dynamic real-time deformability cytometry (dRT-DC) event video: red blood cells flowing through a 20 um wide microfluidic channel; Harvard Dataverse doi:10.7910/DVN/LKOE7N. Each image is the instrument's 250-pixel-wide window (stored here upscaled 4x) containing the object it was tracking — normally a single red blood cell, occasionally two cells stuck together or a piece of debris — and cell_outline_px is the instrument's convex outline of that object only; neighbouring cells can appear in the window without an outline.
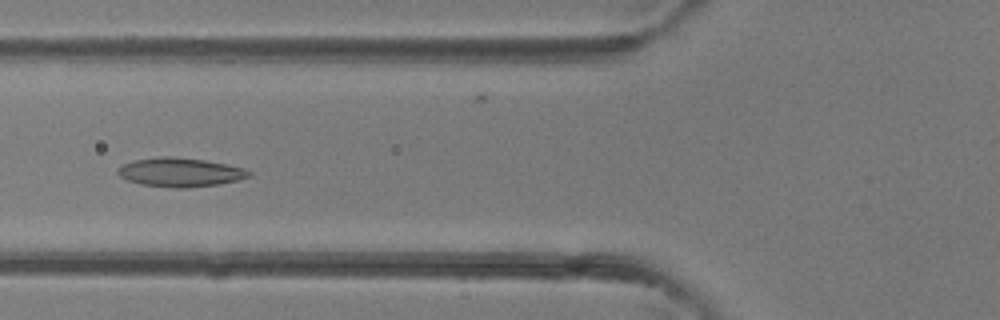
{"species": "common noctule bat (a hibernating species)", "species_latin": "Nyctalus noctula", "temperature_condition": "room temperature", "stored_images_in_passage": 5, "camera_frame_rate_fps": 3000, "um_per_image_px": 0.085, "animal": {"sex": "female"}, "frame": {"image": 1, "passage_image": 5, "time_ms": 4.667, "image_size_px": [1000, 320], "cell_outline_px": [[252, 176], [220, 184], [184, 188], [176, 188], [140, 184], [128, 180], [120, 176], [116, 172], [120, 164], [132, 160], [160, 156], [172, 156], [204, 160], [228, 164], [244, 168], [252, 172]], "centroid_in_image_um": [15.3, 14.63], "position_along_channel_um": 110.5, "area_um2": 22.31}}